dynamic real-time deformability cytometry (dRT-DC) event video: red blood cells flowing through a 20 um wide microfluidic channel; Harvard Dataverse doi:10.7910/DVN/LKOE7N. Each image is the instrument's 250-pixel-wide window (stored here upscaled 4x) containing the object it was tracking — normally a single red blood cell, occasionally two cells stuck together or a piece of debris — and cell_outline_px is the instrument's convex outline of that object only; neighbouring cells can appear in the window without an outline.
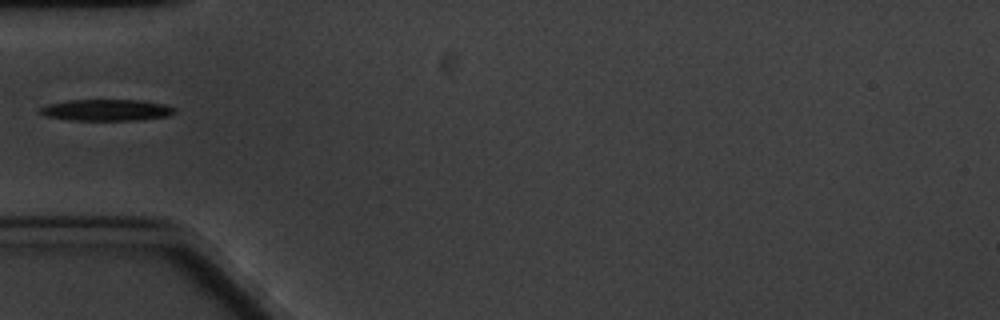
{"species": "common noctule bat (a hibernating species)", "species_latin": "Nyctalus noctula", "temperature_condition": "cold", "stored_images_in_passage": 10, "camera_frame_rate_fps": 3000, "um_per_image_px": 0.085, "animal": {"sex": "male", "body_mass_g": 20.1, "forearm_length_mm": 53.5}, "frame": {"image": 1, "passage_image": 5, "time_ms": 5.667, "image_size_px": [1000, 320], "cell_outline_px": [[176, 112], [168, 116], [136, 120], [72, 120], [44, 116], [40, 112], [40, 108], [48, 104], [68, 100], [144, 100], [168, 104], [176, 108]], "centroid_in_image_um": [9.11, 9.35], "position_along_channel_um": 75.9, "area_um2": 16.94}}